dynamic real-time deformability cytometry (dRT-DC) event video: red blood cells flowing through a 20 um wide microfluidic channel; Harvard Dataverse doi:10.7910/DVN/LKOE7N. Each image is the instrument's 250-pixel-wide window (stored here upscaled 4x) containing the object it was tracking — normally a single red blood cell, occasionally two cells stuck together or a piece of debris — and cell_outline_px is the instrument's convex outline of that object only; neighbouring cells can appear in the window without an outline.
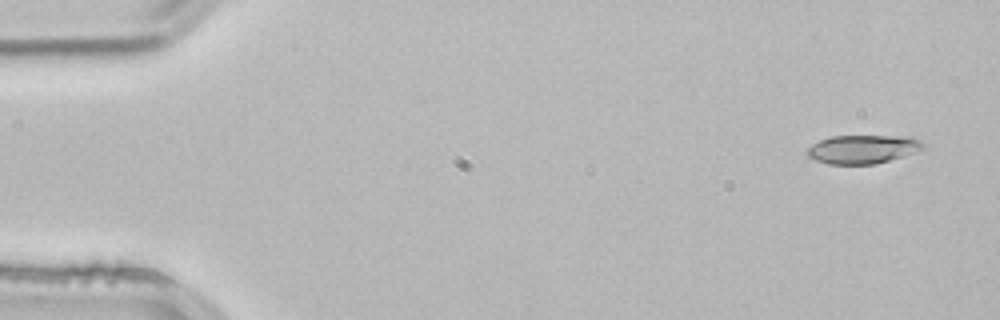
{"species": "common noctule bat (a hibernating species)", "species_latin": "Nyctalus noctula", "temperature_condition": "room temperature", "stored_images_in_passage": 4, "camera_frame_rate_fps": 3000, "um_per_image_px": 0.085, "animal": {"sex": "male", "body_mass_g": 21.5, "forearm_length_mm": 52.0}, "frame": {"image": 1, "passage_image": 1, "time_ms": 0.0, "image_size_px": [1000, 320], "cell_outline_px": [[924, 148], [904, 156], [876, 164], [828, 164], [816, 160], [808, 156], [804, 152], [812, 144], [820, 140], [832, 136], [912, 136], [920, 140], [924, 144]], "centroid_in_image_um": [73.33, 12.68], "position_along_channel_um": 11.7, "area_um2": 19.42}}